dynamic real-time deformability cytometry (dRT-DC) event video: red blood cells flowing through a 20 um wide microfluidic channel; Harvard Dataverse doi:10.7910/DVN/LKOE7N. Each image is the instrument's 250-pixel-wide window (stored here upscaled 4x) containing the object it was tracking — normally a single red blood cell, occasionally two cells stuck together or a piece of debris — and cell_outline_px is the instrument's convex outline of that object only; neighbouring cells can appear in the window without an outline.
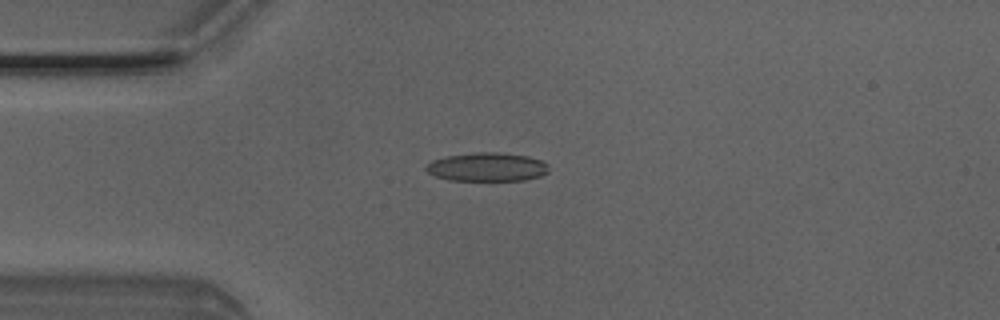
{"species": "Egyptian fruit bat (a non-hibernating species)", "species_latin": "Rousettus aegyptiacus", "temperature_condition": "room temperature", "stored_images_in_passage": 3, "camera_frame_rate_fps": 3000, "um_per_image_px": 0.085, "animal": {"sex": "male"}, "frame": {"image": 1, "passage_image": 3, "time_ms": 0.667, "image_size_px": [1000, 320], "cell_outline_px": [[548, 172], [540, 176], [524, 180], [448, 180], [436, 176], [428, 172], [424, 168], [432, 160], [444, 156], [476, 152], [496, 152], [528, 156], [540, 160], [548, 164]], "centroid_in_image_um": [41.39, 14.19], "position_along_channel_um": 43.6, "area_um2": 20.46}}